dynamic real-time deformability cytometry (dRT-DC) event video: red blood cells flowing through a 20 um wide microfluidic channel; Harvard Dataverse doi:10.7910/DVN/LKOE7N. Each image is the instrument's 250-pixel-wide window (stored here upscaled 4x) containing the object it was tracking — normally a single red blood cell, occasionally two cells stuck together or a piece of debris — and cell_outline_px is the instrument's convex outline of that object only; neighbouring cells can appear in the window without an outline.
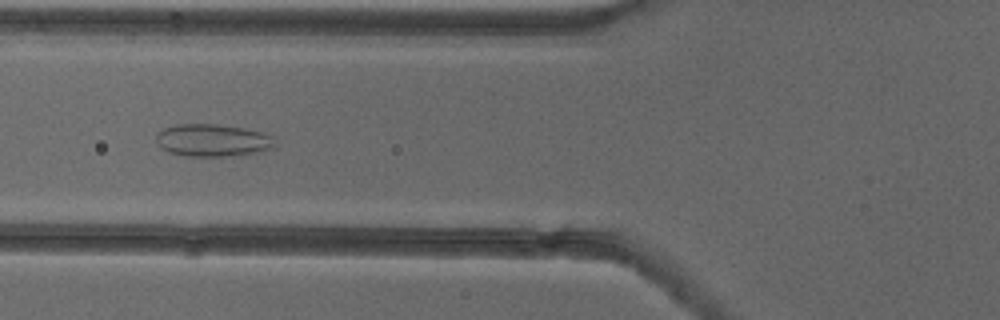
{"species": "common noctule bat (a hibernating species)", "species_latin": "Nyctalus noctula", "temperature_condition": "cold", "stored_images_in_passage": 53, "camera_frame_rate_fps": 3000, "um_per_image_px": 0.085, "animal": {"sex": "female"}, "frame": {"image": 1, "passage_image": 21, "time_ms": 6.667, "image_size_px": [1000, 320], "cell_outline_px": [[276, 148], [256, 152], [232, 156], [184, 156], [168, 152], [160, 148], [156, 140], [156, 132], [164, 128], [176, 124], [216, 124], [244, 128], [260, 132], [272, 136], [276, 144]], "centroid_in_image_um": [18.05, 11.93], "position_along_channel_um": 107.8, "area_um2": 22.66}}
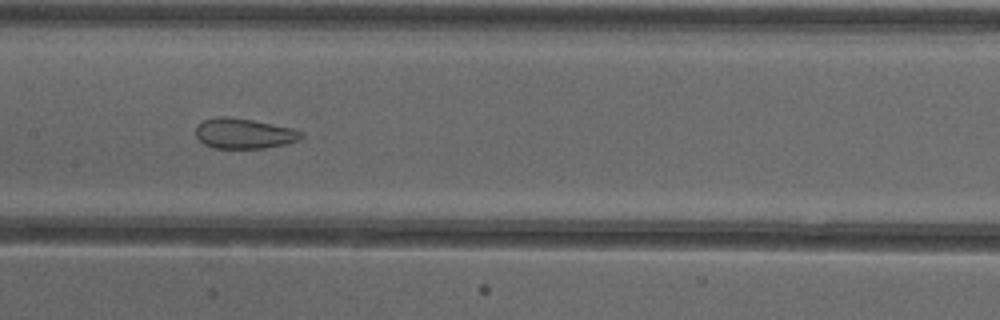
{"frame": {"image": 2, "passage_image": 27, "time_ms": 8.667, "image_size_px": [1000, 320], "cell_outline_px": [[304, 136], [296, 140], [284, 144], [264, 148], [212, 148], [204, 144], [196, 136], [196, 124], [204, 120], [216, 116], [228, 116], [252, 120], [292, 128], [304, 132]], "centroid_in_image_um": [20.7, 11.34], "position_along_channel_um": 186.7, "area_um2": 18.61}}
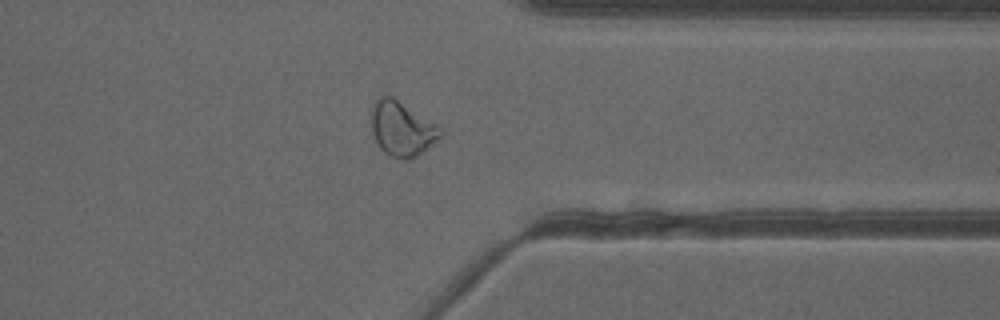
{"frame": {"image": 3, "passage_image": 42, "time_ms": 13.667, "image_size_px": [1000, 320], "cell_outline_px": [[444, 132], [428, 148], [416, 156], [408, 160], [404, 160], [388, 156], [380, 148], [372, 132], [372, 104], [380, 96], [392, 96], [444, 128]], "centroid_in_image_um": [34.18, 10.95], "position_along_channel_um": 377.2, "area_um2": 22.08}, "authors_computed_cell_mechanics": {"area_um2": 24.9696, "velocity_mm_per_s": 3.9073, "shape_relaxation_time_tau1_ms": null, "shape_relaxation_time_tau2_ms": 1.1638, "deformation_change_tau1": null, "deformation_change_tau2": 0.0836}}